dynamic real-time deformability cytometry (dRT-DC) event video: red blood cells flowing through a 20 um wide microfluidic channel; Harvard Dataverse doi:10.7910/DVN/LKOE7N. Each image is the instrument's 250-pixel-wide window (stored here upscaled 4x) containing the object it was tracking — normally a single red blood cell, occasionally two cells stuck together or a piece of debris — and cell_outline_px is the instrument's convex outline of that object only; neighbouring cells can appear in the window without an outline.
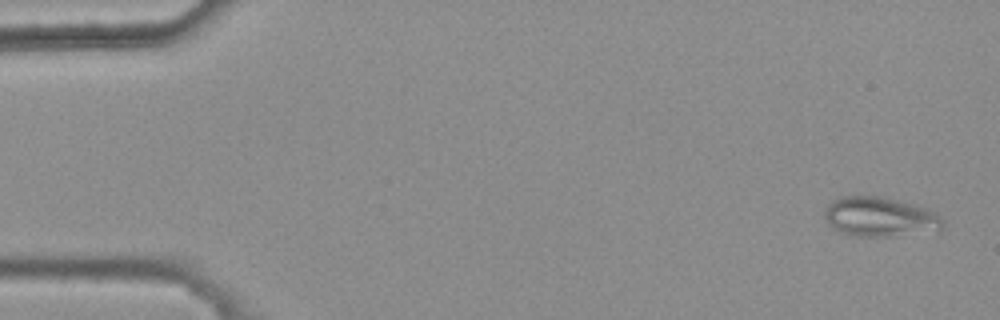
{"species": "common noctule bat (a hibernating species)", "species_latin": "Nyctalus noctula", "temperature_condition": "warm", "stored_images_in_passage": 5, "camera_frame_rate_fps": 3000, "um_per_image_px": 0.085, "animal": {"sex": "female", "body_mass_g": 25.1}, "frame": {"image": 1, "passage_image": 1, "time_ms": 0.0, "image_size_px": [1000, 320], "cell_outline_px": [[944, 228], [892, 236], [852, 236], [840, 232], [832, 228], [828, 224], [824, 216], [824, 212], [828, 204], [832, 200], [840, 196], [880, 196], [916, 204], [928, 208], [936, 212], [944, 220]], "centroid_in_image_um": [74.77, 18.42], "position_along_channel_um": 10.2, "area_um2": 27.4}}